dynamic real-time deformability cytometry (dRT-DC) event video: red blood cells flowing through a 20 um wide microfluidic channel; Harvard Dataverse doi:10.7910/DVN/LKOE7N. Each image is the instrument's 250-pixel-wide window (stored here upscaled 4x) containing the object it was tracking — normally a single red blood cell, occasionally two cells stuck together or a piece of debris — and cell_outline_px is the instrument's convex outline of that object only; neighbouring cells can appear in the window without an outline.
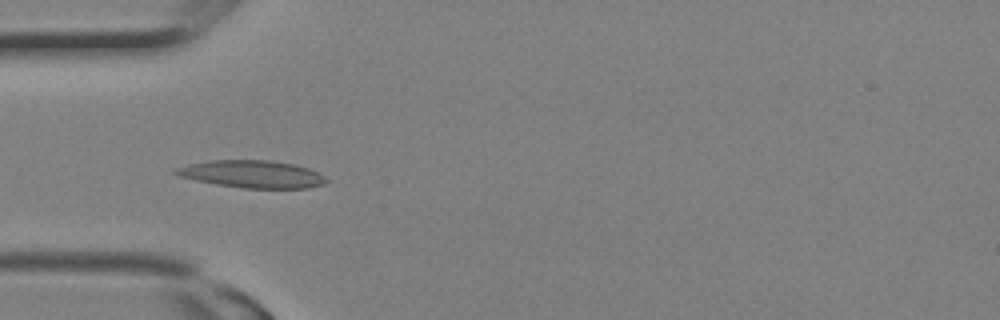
{"species": "Egyptian fruit bat (a non-hibernating species)", "species_latin": "Rousettus aegyptiacus", "temperature_condition": "room temperature", "stored_images_in_passage": 3, "camera_frame_rate_fps": 3000, "um_per_image_px": 0.085, "animal": {"sex": "female"}, "frame": {"image": 1, "passage_image": 3, "time_ms": 0.667, "image_size_px": [1000, 320], "cell_outline_px": [[328, 180], [324, 184], [308, 188], [244, 188], [216, 184], [196, 180], [180, 176], [172, 172], [176, 168], [208, 160], [268, 160], [296, 164], [320, 172]], "centroid_in_image_um": [21.48, 14.8], "position_along_channel_um": 63.5, "area_um2": 23.99}}